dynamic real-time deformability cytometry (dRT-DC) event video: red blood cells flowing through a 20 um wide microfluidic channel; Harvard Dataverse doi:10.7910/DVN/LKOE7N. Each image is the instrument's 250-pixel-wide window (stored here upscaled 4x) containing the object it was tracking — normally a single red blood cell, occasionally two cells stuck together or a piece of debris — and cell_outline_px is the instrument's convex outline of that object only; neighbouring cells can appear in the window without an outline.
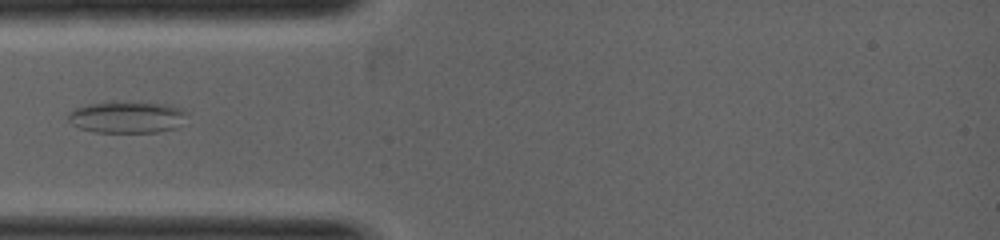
{"species": "common noctule bat (a hibernating species)", "species_latin": "Nyctalus noctula", "temperature_condition": "warm", "stored_images_in_passage": 2, "camera_frame_rate_fps": 5000, "um_per_image_px": 0.085, "animal": {"sex": "female", "body_mass_g": 19.0, "forearm_length_mm": 53.3}, "frame": {"image": 1, "passage_image": 2, "time_ms": 0.8, "image_size_px": [1000, 240], "cell_outline_px": [[188, 112], [172, 128], [156, 132], [96, 132], [80, 128], [72, 124], [68, 120], [68, 112], [76, 108], [88, 104], [112, 100], [116, 100], [172, 104], [184, 108]], "centroid_in_image_um": [10.75, 9.91], "position_along_channel_um": 74.3, "area_um2": 22.2}}